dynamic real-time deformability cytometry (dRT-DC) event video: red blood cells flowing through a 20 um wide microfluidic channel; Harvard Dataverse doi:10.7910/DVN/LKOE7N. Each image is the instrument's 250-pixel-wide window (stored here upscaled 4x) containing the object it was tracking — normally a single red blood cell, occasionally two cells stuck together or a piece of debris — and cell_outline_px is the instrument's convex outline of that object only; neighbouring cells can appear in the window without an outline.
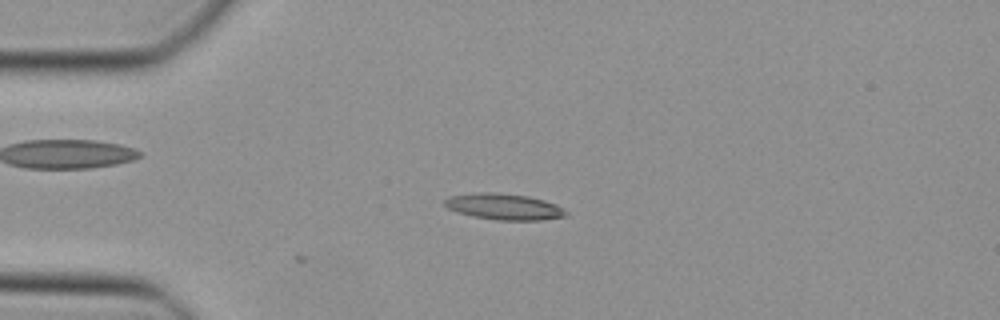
{"species": "Egyptian fruit bat (a non-hibernating species)", "species_latin": "Rousettus aegyptiacus", "temperature_condition": "cold", "stored_images_in_passage": 11, "camera_frame_rate_fps": 3000, "um_per_image_px": 0.085, "animal": {"sex": "female"}, "frame": {"image": 1, "passage_image": 11, "time_ms": 3.333, "image_size_px": [1000, 320], "cell_outline_px": [[568, 216], [540, 220], [496, 220], [456, 212], [448, 208], [444, 204], [444, 200], [448, 196], [480, 192], [492, 192], [528, 196], [544, 200], [556, 204], [564, 208], [568, 212]], "centroid_in_image_um": [42.87, 17.56], "position_along_channel_um": 42.1, "area_um2": 18.5}}